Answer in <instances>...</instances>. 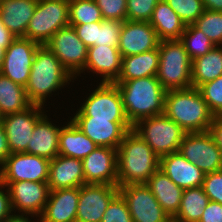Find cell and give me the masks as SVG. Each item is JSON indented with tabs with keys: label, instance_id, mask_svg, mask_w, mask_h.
Segmentation results:
<instances>
[{
	"label": "cell",
	"instance_id": "cell-42",
	"mask_svg": "<svg viewBox=\"0 0 222 222\" xmlns=\"http://www.w3.org/2000/svg\"><path fill=\"white\" fill-rule=\"evenodd\" d=\"M202 187L209 200L222 204V170L205 174Z\"/></svg>",
	"mask_w": 222,
	"mask_h": 222
},
{
	"label": "cell",
	"instance_id": "cell-31",
	"mask_svg": "<svg viewBox=\"0 0 222 222\" xmlns=\"http://www.w3.org/2000/svg\"><path fill=\"white\" fill-rule=\"evenodd\" d=\"M25 87L16 84L0 73V114L6 116L30 107Z\"/></svg>",
	"mask_w": 222,
	"mask_h": 222
},
{
	"label": "cell",
	"instance_id": "cell-44",
	"mask_svg": "<svg viewBox=\"0 0 222 222\" xmlns=\"http://www.w3.org/2000/svg\"><path fill=\"white\" fill-rule=\"evenodd\" d=\"M199 222H222V204L210 200Z\"/></svg>",
	"mask_w": 222,
	"mask_h": 222
},
{
	"label": "cell",
	"instance_id": "cell-19",
	"mask_svg": "<svg viewBox=\"0 0 222 222\" xmlns=\"http://www.w3.org/2000/svg\"><path fill=\"white\" fill-rule=\"evenodd\" d=\"M160 40L150 22L126 20L122 24L118 49L121 57L157 49Z\"/></svg>",
	"mask_w": 222,
	"mask_h": 222
},
{
	"label": "cell",
	"instance_id": "cell-4",
	"mask_svg": "<svg viewBox=\"0 0 222 222\" xmlns=\"http://www.w3.org/2000/svg\"><path fill=\"white\" fill-rule=\"evenodd\" d=\"M73 80V76L63 67L60 60L46 46L40 45L34 55L29 81L25 87L32 104L43 105L46 97Z\"/></svg>",
	"mask_w": 222,
	"mask_h": 222
},
{
	"label": "cell",
	"instance_id": "cell-36",
	"mask_svg": "<svg viewBox=\"0 0 222 222\" xmlns=\"http://www.w3.org/2000/svg\"><path fill=\"white\" fill-rule=\"evenodd\" d=\"M167 4L177 13L183 23L192 25L203 13L202 0H165Z\"/></svg>",
	"mask_w": 222,
	"mask_h": 222
},
{
	"label": "cell",
	"instance_id": "cell-20",
	"mask_svg": "<svg viewBox=\"0 0 222 222\" xmlns=\"http://www.w3.org/2000/svg\"><path fill=\"white\" fill-rule=\"evenodd\" d=\"M159 169L183 190L203 185L205 174L179 151L160 157Z\"/></svg>",
	"mask_w": 222,
	"mask_h": 222
},
{
	"label": "cell",
	"instance_id": "cell-33",
	"mask_svg": "<svg viewBox=\"0 0 222 222\" xmlns=\"http://www.w3.org/2000/svg\"><path fill=\"white\" fill-rule=\"evenodd\" d=\"M180 41L184 44L185 50L191 60L205 55L216 46L194 24L185 27Z\"/></svg>",
	"mask_w": 222,
	"mask_h": 222
},
{
	"label": "cell",
	"instance_id": "cell-46",
	"mask_svg": "<svg viewBox=\"0 0 222 222\" xmlns=\"http://www.w3.org/2000/svg\"><path fill=\"white\" fill-rule=\"evenodd\" d=\"M209 132L213 136L216 145L222 150V115L213 117Z\"/></svg>",
	"mask_w": 222,
	"mask_h": 222
},
{
	"label": "cell",
	"instance_id": "cell-18",
	"mask_svg": "<svg viewBox=\"0 0 222 222\" xmlns=\"http://www.w3.org/2000/svg\"><path fill=\"white\" fill-rule=\"evenodd\" d=\"M85 184L118 186L117 149L98 146L83 160Z\"/></svg>",
	"mask_w": 222,
	"mask_h": 222
},
{
	"label": "cell",
	"instance_id": "cell-21",
	"mask_svg": "<svg viewBox=\"0 0 222 222\" xmlns=\"http://www.w3.org/2000/svg\"><path fill=\"white\" fill-rule=\"evenodd\" d=\"M80 187L50 191L39 222H76Z\"/></svg>",
	"mask_w": 222,
	"mask_h": 222
},
{
	"label": "cell",
	"instance_id": "cell-10",
	"mask_svg": "<svg viewBox=\"0 0 222 222\" xmlns=\"http://www.w3.org/2000/svg\"><path fill=\"white\" fill-rule=\"evenodd\" d=\"M45 45L73 77L84 70L88 47L77 36L73 26L59 29Z\"/></svg>",
	"mask_w": 222,
	"mask_h": 222
},
{
	"label": "cell",
	"instance_id": "cell-23",
	"mask_svg": "<svg viewBox=\"0 0 222 222\" xmlns=\"http://www.w3.org/2000/svg\"><path fill=\"white\" fill-rule=\"evenodd\" d=\"M47 183L50 191L81 187L85 184L82 160L57 155L50 160Z\"/></svg>",
	"mask_w": 222,
	"mask_h": 222
},
{
	"label": "cell",
	"instance_id": "cell-8",
	"mask_svg": "<svg viewBox=\"0 0 222 222\" xmlns=\"http://www.w3.org/2000/svg\"><path fill=\"white\" fill-rule=\"evenodd\" d=\"M74 117H93V119H111V122H129L123 107L121 93L115 83L100 82Z\"/></svg>",
	"mask_w": 222,
	"mask_h": 222
},
{
	"label": "cell",
	"instance_id": "cell-12",
	"mask_svg": "<svg viewBox=\"0 0 222 222\" xmlns=\"http://www.w3.org/2000/svg\"><path fill=\"white\" fill-rule=\"evenodd\" d=\"M133 222H169L171 218L161 207L145 183L118 186Z\"/></svg>",
	"mask_w": 222,
	"mask_h": 222
},
{
	"label": "cell",
	"instance_id": "cell-9",
	"mask_svg": "<svg viewBox=\"0 0 222 222\" xmlns=\"http://www.w3.org/2000/svg\"><path fill=\"white\" fill-rule=\"evenodd\" d=\"M179 152L204 174L222 170V150L209 131L185 133Z\"/></svg>",
	"mask_w": 222,
	"mask_h": 222
},
{
	"label": "cell",
	"instance_id": "cell-38",
	"mask_svg": "<svg viewBox=\"0 0 222 222\" xmlns=\"http://www.w3.org/2000/svg\"><path fill=\"white\" fill-rule=\"evenodd\" d=\"M122 24L123 22L118 20L103 19L100 27H98L97 42H95V45L118 47Z\"/></svg>",
	"mask_w": 222,
	"mask_h": 222
},
{
	"label": "cell",
	"instance_id": "cell-15",
	"mask_svg": "<svg viewBox=\"0 0 222 222\" xmlns=\"http://www.w3.org/2000/svg\"><path fill=\"white\" fill-rule=\"evenodd\" d=\"M42 106L32 104L24 111L2 117V124L7 136L11 153H22L27 150L34 127L44 114Z\"/></svg>",
	"mask_w": 222,
	"mask_h": 222
},
{
	"label": "cell",
	"instance_id": "cell-7",
	"mask_svg": "<svg viewBox=\"0 0 222 222\" xmlns=\"http://www.w3.org/2000/svg\"><path fill=\"white\" fill-rule=\"evenodd\" d=\"M69 26V0H38L25 38L45 45L63 27Z\"/></svg>",
	"mask_w": 222,
	"mask_h": 222
},
{
	"label": "cell",
	"instance_id": "cell-50",
	"mask_svg": "<svg viewBox=\"0 0 222 222\" xmlns=\"http://www.w3.org/2000/svg\"><path fill=\"white\" fill-rule=\"evenodd\" d=\"M22 213L21 215H10L8 216L3 222H31V220H29L28 216L26 217L25 214ZM25 216V217H24Z\"/></svg>",
	"mask_w": 222,
	"mask_h": 222
},
{
	"label": "cell",
	"instance_id": "cell-27",
	"mask_svg": "<svg viewBox=\"0 0 222 222\" xmlns=\"http://www.w3.org/2000/svg\"><path fill=\"white\" fill-rule=\"evenodd\" d=\"M98 147L72 120L61 127L59 133V154L83 160Z\"/></svg>",
	"mask_w": 222,
	"mask_h": 222
},
{
	"label": "cell",
	"instance_id": "cell-14",
	"mask_svg": "<svg viewBox=\"0 0 222 222\" xmlns=\"http://www.w3.org/2000/svg\"><path fill=\"white\" fill-rule=\"evenodd\" d=\"M119 187L108 184L86 183L80 187L76 222H101Z\"/></svg>",
	"mask_w": 222,
	"mask_h": 222
},
{
	"label": "cell",
	"instance_id": "cell-32",
	"mask_svg": "<svg viewBox=\"0 0 222 222\" xmlns=\"http://www.w3.org/2000/svg\"><path fill=\"white\" fill-rule=\"evenodd\" d=\"M209 201L202 186L183 190L179 211L173 220L199 222Z\"/></svg>",
	"mask_w": 222,
	"mask_h": 222
},
{
	"label": "cell",
	"instance_id": "cell-25",
	"mask_svg": "<svg viewBox=\"0 0 222 222\" xmlns=\"http://www.w3.org/2000/svg\"><path fill=\"white\" fill-rule=\"evenodd\" d=\"M38 0H3L0 17L4 26L17 38L25 37Z\"/></svg>",
	"mask_w": 222,
	"mask_h": 222
},
{
	"label": "cell",
	"instance_id": "cell-16",
	"mask_svg": "<svg viewBox=\"0 0 222 222\" xmlns=\"http://www.w3.org/2000/svg\"><path fill=\"white\" fill-rule=\"evenodd\" d=\"M8 187L13 211L17 209L33 217L41 216L49 198L50 188L48 183L18 181L1 182Z\"/></svg>",
	"mask_w": 222,
	"mask_h": 222
},
{
	"label": "cell",
	"instance_id": "cell-49",
	"mask_svg": "<svg viewBox=\"0 0 222 222\" xmlns=\"http://www.w3.org/2000/svg\"><path fill=\"white\" fill-rule=\"evenodd\" d=\"M204 9L222 12V0H202Z\"/></svg>",
	"mask_w": 222,
	"mask_h": 222
},
{
	"label": "cell",
	"instance_id": "cell-3",
	"mask_svg": "<svg viewBox=\"0 0 222 222\" xmlns=\"http://www.w3.org/2000/svg\"><path fill=\"white\" fill-rule=\"evenodd\" d=\"M164 114L186 133L209 131L214 117L194 87L167 91Z\"/></svg>",
	"mask_w": 222,
	"mask_h": 222
},
{
	"label": "cell",
	"instance_id": "cell-1",
	"mask_svg": "<svg viewBox=\"0 0 222 222\" xmlns=\"http://www.w3.org/2000/svg\"><path fill=\"white\" fill-rule=\"evenodd\" d=\"M160 157L133 130L117 148L118 186L146 183L159 169Z\"/></svg>",
	"mask_w": 222,
	"mask_h": 222
},
{
	"label": "cell",
	"instance_id": "cell-43",
	"mask_svg": "<svg viewBox=\"0 0 222 222\" xmlns=\"http://www.w3.org/2000/svg\"><path fill=\"white\" fill-rule=\"evenodd\" d=\"M69 25L73 26L77 36L84 42V44L88 48L90 46H95V42H97L98 27H100L101 21L94 23Z\"/></svg>",
	"mask_w": 222,
	"mask_h": 222
},
{
	"label": "cell",
	"instance_id": "cell-39",
	"mask_svg": "<svg viewBox=\"0 0 222 222\" xmlns=\"http://www.w3.org/2000/svg\"><path fill=\"white\" fill-rule=\"evenodd\" d=\"M159 1L127 0V20L149 22Z\"/></svg>",
	"mask_w": 222,
	"mask_h": 222
},
{
	"label": "cell",
	"instance_id": "cell-28",
	"mask_svg": "<svg viewBox=\"0 0 222 222\" xmlns=\"http://www.w3.org/2000/svg\"><path fill=\"white\" fill-rule=\"evenodd\" d=\"M149 22L155 29L160 41L180 40L186 27L165 0H160L157 3Z\"/></svg>",
	"mask_w": 222,
	"mask_h": 222
},
{
	"label": "cell",
	"instance_id": "cell-6",
	"mask_svg": "<svg viewBox=\"0 0 222 222\" xmlns=\"http://www.w3.org/2000/svg\"><path fill=\"white\" fill-rule=\"evenodd\" d=\"M136 132L159 156L179 151L185 131L164 113L144 118L133 125Z\"/></svg>",
	"mask_w": 222,
	"mask_h": 222
},
{
	"label": "cell",
	"instance_id": "cell-26",
	"mask_svg": "<svg viewBox=\"0 0 222 222\" xmlns=\"http://www.w3.org/2000/svg\"><path fill=\"white\" fill-rule=\"evenodd\" d=\"M167 215L173 219L182 199L183 189L158 169L145 183Z\"/></svg>",
	"mask_w": 222,
	"mask_h": 222
},
{
	"label": "cell",
	"instance_id": "cell-34",
	"mask_svg": "<svg viewBox=\"0 0 222 222\" xmlns=\"http://www.w3.org/2000/svg\"><path fill=\"white\" fill-rule=\"evenodd\" d=\"M100 9L94 0H69V24L102 21Z\"/></svg>",
	"mask_w": 222,
	"mask_h": 222
},
{
	"label": "cell",
	"instance_id": "cell-13",
	"mask_svg": "<svg viewBox=\"0 0 222 222\" xmlns=\"http://www.w3.org/2000/svg\"><path fill=\"white\" fill-rule=\"evenodd\" d=\"M40 44L25 38L17 37L6 48L0 73L18 85L26 87L34 55Z\"/></svg>",
	"mask_w": 222,
	"mask_h": 222
},
{
	"label": "cell",
	"instance_id": "cell-48",
	"mask_svg": "<svg viewBox=\"0 0 222 222\" xmlns=\"http://www.w3.org/2000/svg\"><path fill=\"white\" fill-rule=\"evenodd\" d=\"M16 37L4 26L0 17V45L7 48Z\"/></svg>",
	"mask_w": 222,
	"mask_h": 222
},
{
	"label": "cell",
	"instance_id": "cell-37",
	"mask_svg": "<svg viewBox=\"0 0 222 222\" xmlns=\"http://www.w3.org/2000/svg\"><path fill=\"white\" fill-rule=\"evenodd\" d=\"M198 90L206 101L210 112L222 115V75L213 81L202 84Z\"/></svg>",
	"mask_w": 222,
	"mask_h": 222
},
{
	"label": "cell",
	"instance_id": "cell-35",
	"mask_svg": "<svg viewBox=\"0 0 222 222\" xmlns=\"http://www.w3.org/2000/svg\"><path fill=\"white\" fill-rule=\"evenodd\" d=\"M194 25L216 46H222V12L205 9Z\"/></svg>",
	"mask_w": 222,
	"mask_h": 222
},
{
	"label": "cell",
	"instance_id": "cell-11",
	"mask_svg": "<svg viewBox=\"0 0 222 222\" xmlns=\"http://www.w3.org/2000/svg\"><path fill=\"white\" fill-rule=\"evenodd\" d=\"M0 167V182L47 183L50 160L24 152L11 153Z\"/></svg>",
	"mask_w": 222,
	"mask_h": 222
},
{
	"label": "cell",
	"instance_id": "cell-17",
	"mask_svg": "<svg viewBox=\"0 0 222 222\" xmlns=\"http://www.w3.org/2000/svg\"><path fill=\"white\" fill-rule=\"evenodd\" d=\"M71 120L96 145L115 149L133 128L130 122H111V119L73 117Z\"/></svg>",
	"mask_w": 222,
	"mask_h": 222
},
{
	"label": "cell",
	"instance_id": "cell-5",
	"mask_svg": "<svg viewBox=\"0 0 222 222\" xmlns=\"http://www.w3.org/2000/svg\"><path fill=\"white\" fill-rule=\"evenodd\" d=\"M159 69L157 79L166 90L192 87V60L180 40H162L158 45Z\"/></svg>",
	"mask_w": 222,
	"mask_h": 222
},
{
	"label": "cell",
	"instance_id": "cell-24",
	"mask_svg": "<svg viewBox=\"0 0 222 222\" xmlns=\"http://www.w3.org/2000/svg\"><path fill=\"white\" fill-rule=\"evenodd\" d=\"M46 114L37 121L27 150L24 153L54 159L59 154V133L61 128L52 125Z\"/></svg>",
	"mask_w": 222,
	"mask_h": 222
},
{
	"label": "cell",
	"instance_id": "cell-41",
	"mask_svg": "<svg viewBox=\"0 0 222 222\" xmlns=\"http://www.w3.org/2000/svg\"><path fill=\"white\" fill-rule=\"evenodd\" d=\"M98 5L102 18L108 20H127V0H94Z\"/></svg>",
	"mask_w": 222,
	"mask_h": 222
},
{
	"label": "cell",
	"instance_id": "cell-51",
	"mask_svg": "<svg viewBox=\"0 0 222 222\" xmlns=\"http://www.w3.org/2000/svg\"><path fill=\"white\" fill-rule=\"evenodd\" d=\"M5 52H6V49L1 47V45H0V70H1V67H2V64L4 61Z\"/></svg>",
	"mask_w": 222,
	"mask_h": 222
},
{
	"label": "cell",
	"instance_id": "cell-40",
	"mask_svg": "<svg viewBox=\"0 0 222 222\" xmlns=\"http://www.w3.org/2000/svg\"><path fill=\"white\" fill-rule=\"evenodd\" d=\"M101 222H133L128 205L120 193L109 203Z\"/></svg>",
	"mask_w": 222,
	"mask_h": 222
},
{
	"label": "cell",
	"instance_id": "cell-2",
	"mask_svg": "<svg viewBox=\"0 0 222 222\" xmlns=\"http://www.w3.org/2000/svg\"><path fill=\"white\" fill-rule=\"evenodd\" d=\"M121 96L125 114L133 126L144 118L163 114L166 90L157 76L115 82Z\"/></svg>",
	"mask_w": 222,
	"mask_h": 222
},
{
	"label": "cell",
	"instance_id": "cell-45",
	"mask_svg": "<svg viewBox=\"0 0 222 222\" xmlns=\"http://www.w3.org/2000/svg\"><path fill=\"white\" fill-rule=\"evenodd\" d=\"M1 187L4 188L5 185L0 182V222H3L12 214L11 212H13V209L8 188L6 189L5 194Z\"/></svg>",
	"mask_w": 222,
	"mask_h": 222
},
{
	"label": "cell",
	"instance_id": "cell-30",
	"mask_svg": "<svg viewBox=\"0 0 222 222\" xmlns=\"http://www.w3.org/2000/svg\"><path fill=\"white\" fill-rule=\"evenodd\" d=\"M222 75V46H215L205 55L192 60V87L199 88L202 84L213 81Z\"/></svg>",
	"mask_w": 222,
	"mask_h": 222
},
{
	"label": "cell",
	"instance_id": "cell-22",
	"mask_svg": "<svg viewBox=\"0 0 222 222\" xmlns=\"http://www.w3.org/2000/svg\"><path fill=\"white\" fill-rule=\"evenodd\" d=\"M121 63L122 57L118 47L90 46L83 72L87 69L100 74L103 77L101 83H115L121 73Z\"/></svg>",
	"mask_w": 222,
	"mask_h": 222
},
{
	"label": "cell",
	"instance_id": "cell-47",
	"mask_svg": "<svg viewBox=\"0 0 222 222\" xmlns=\"http://www.w3.org/2000/svg\"><path fill=\"white\" fill-rule=\"evenodd\" d=\"M11 154L5 129L2 122H0V166L5 162L6 158Z\"/></svg>",
	"mask_w": 222,
	"mask_h": 222
},
{
	"label": "cell",
	"instance_id": "cell-29",
	"mask_svg": "<svg viewBox=\"0 0 222 222\" xmlns=\"http://www.w3.org/2000/svg\"><path fill=\"white\" fill-rule=\"evenodd\" d=\"M159 50L153 49L140 54L122 57L121 73L118 80H132L157 76Z\"/></svg>",
	"mask_w": 222,
	"mask_h": 222
}]
</instances>
